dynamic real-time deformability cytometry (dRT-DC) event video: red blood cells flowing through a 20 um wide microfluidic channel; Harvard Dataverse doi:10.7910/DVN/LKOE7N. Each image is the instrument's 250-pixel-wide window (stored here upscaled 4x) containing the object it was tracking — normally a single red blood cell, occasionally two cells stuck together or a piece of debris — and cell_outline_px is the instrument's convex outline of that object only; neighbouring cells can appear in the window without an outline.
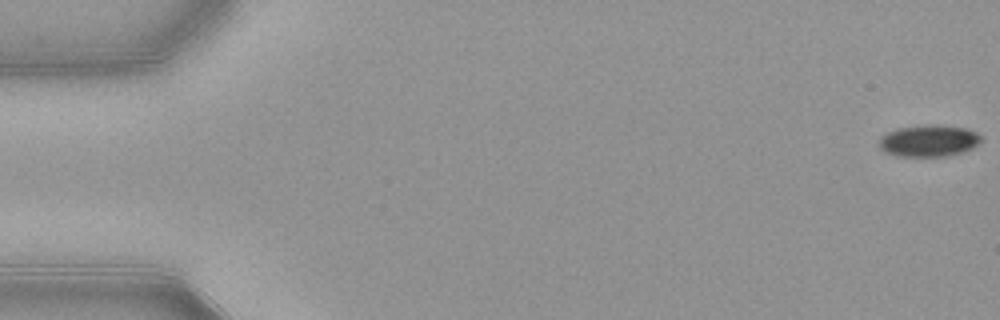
{"species": "common noctule bat (a hibernating species)", "species_latin": "Nyctalus noctula", "temperature_condition": "warm", "stored_images_in_passage": 15, "camera_frame_rate_fps": 3000, "um_per_image_px": 0.085, "animal": {"sex": "female", "body_mass_g": 21.9}, "frame": {"image": 1, "passage_image": 1, "time_ms": 0.0, "image_size_px": [1000, 320], "cell_outline_px": [[984, 140], [972, 148], [948, 156], [896, 156], [884, 152], [880, 148], [880, 136], [896, 128], [924, 124], [940, 124], [968, 128], [976, 132]], "centroid_in_image_um": [78.95, 11.94], "position_along_channel_um": 6.0, "area_um2": 19.19}}
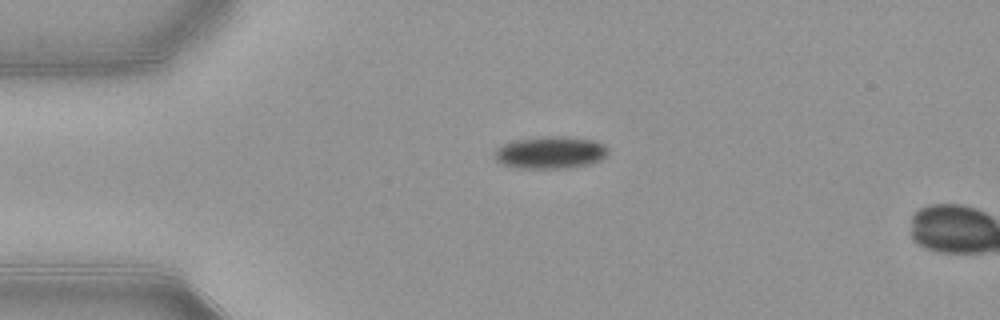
{"frame": {"image": 2, "passage_image": 13, "time_ms": 4.0, "image_size_px": [1000, 320], "cell_outline_px": [[608, 152], [600, 160], [588, 164], [568, 168], [516, 168], [500, 164], [496, 160], [496, 148], [504, 144], [516, 140], [544, 136], [564, 136], [596, 140], [604, 144], [608, 148]], "centroid_in_image_um": [46.79, 12.96], "position_along_channel_um": 38.2, "area_um2": 21.39}}